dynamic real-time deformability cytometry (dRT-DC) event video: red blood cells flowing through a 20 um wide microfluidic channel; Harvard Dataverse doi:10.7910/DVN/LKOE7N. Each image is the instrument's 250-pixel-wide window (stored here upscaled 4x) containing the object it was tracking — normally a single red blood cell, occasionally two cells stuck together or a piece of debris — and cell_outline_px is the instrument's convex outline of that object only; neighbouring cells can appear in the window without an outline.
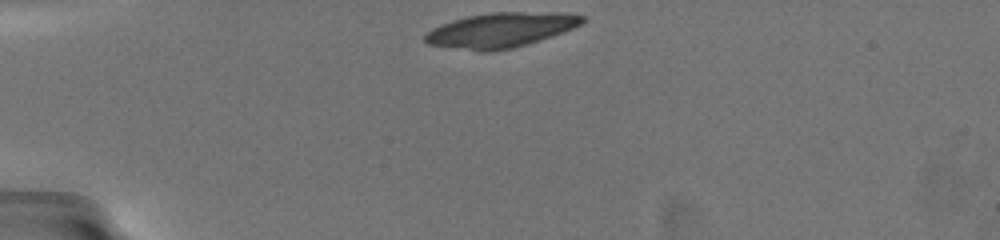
{"species": "common noctule bat (a hibernating species)", "species_latin": "Nyctalus noctula", "temperature_condition": "warm", "stored_images_in_passage": 19, "camera_frame_rate_fps": 3000, "um_per_image_px": 0.085, "animal": {"sex": "female", "body_mass_g": 19.5, "forearm_length_mm": 54.1}, "frame": {"image": 1, "passage_image": 1, "time_ms": 0.0, "image_size_px": [1000, 240], "cell_outline_px": [[588, 20], [572, 28], [528, 44], [512, 48], [492, 52], [480, 52], [428, 44], [424, 40], [424, 36], [432, 28], [440, 24], [452, 20], [468, 16], [492, 12], [556, 12], [584, 16]], "centroid_in_image_um": [42.53, 2.56], "position_along_channel_um": 42.5, "area_um2": 31.85}}